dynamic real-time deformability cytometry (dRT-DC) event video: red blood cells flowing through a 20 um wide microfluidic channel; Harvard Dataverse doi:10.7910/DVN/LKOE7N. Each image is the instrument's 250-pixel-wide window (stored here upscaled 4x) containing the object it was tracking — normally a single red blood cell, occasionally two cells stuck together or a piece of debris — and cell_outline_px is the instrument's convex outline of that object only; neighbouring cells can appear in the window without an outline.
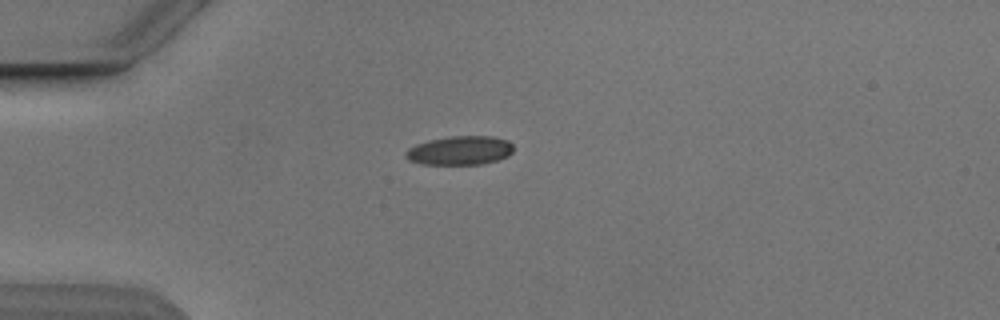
{"species": "Egyptian fruit bat (a non-hibernating species)", "species_latin": "Rousettus aegyptiacus", "temperature_condition": "cold", "stored_images_in_passage": 3, "camera_frame_rate_fps": 3000, "um_per_image_px": 0.085, "animal": {"sex": "male"}, "frame": {"image": 1, "passage_image": 1, "time_ms": 0.0, "image_size_px": [1000, 320], "cell_outline_px": [[512, 152], [508, 156], [496, 160], [480, 164], [420, 164], [408, 160], [404, 156], [404, 152], [408, 148], [416, 144], [428, 140], [452, 136], [496, 136], [508, 140], [512, 144]], "centroid_in_image_um": [39.06, 12.78], "position_along_channel_um": 45.9, "area_um2": 18.26}}
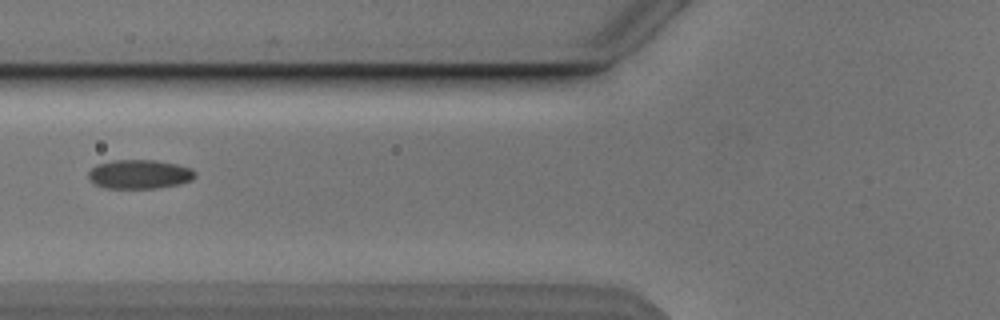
{"frame": {"image": 2, "passage_image": 3, "time_ms": 2.333, "image_size_px": [1000, 320], "cell_outline_px": [[196, 176], [192, 180], [176, 184], [156, 188], [104, 188], [88, 180], [88, 172], [96, 164], [112, 160], [156, 160], [176, 164], [192, 168], [196, 172]], "centroid_in_image_um": [11.84, 14.8], "position_along_channel_um": 114.0, "area_um2": 18.15}}